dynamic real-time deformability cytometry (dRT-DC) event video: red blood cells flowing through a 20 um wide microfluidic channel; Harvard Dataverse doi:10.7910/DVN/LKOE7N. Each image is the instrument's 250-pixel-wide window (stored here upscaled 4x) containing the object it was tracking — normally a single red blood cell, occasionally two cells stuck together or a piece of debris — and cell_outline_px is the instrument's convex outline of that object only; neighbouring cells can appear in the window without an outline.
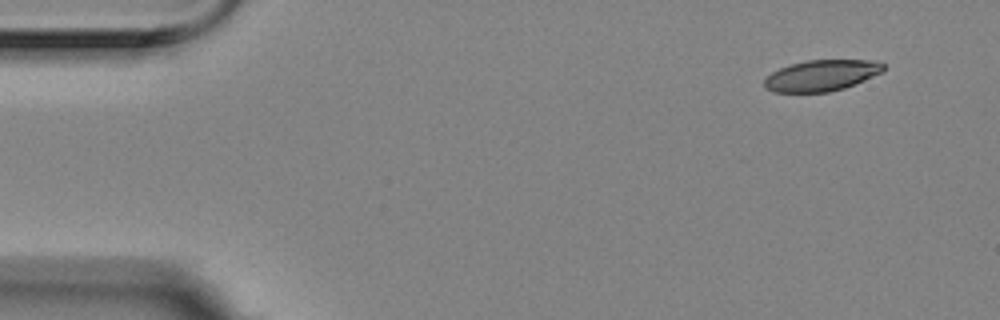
{"species": "Egyptian fruit bat (a non-hibernating species)", "species_latin": "Rousettus aegyptiacus", "temperature_condition": "room temperature", "stored_images_in_passage": 4, "camera_frame_rate_fps": 3000, "um_per_image_px": 0.085, "animal": {"sex": "female"}, "frame": {"image": 1, "passage_image": 1, "time_ms": 0.0, "image_size_px": [1000, 320], "cell_outline_px": [[884, 72], [844, 88], [828, 92], [772, 92], [764, 88], [764, 80], [772, 72], [780, 68], [792, 64], [808, 60], [880, 60], [884, 64]], "centroid_in_image_um": [69.85, 6.41], "position_along_channel_um": 15.1, "area_um2": 21.62}}
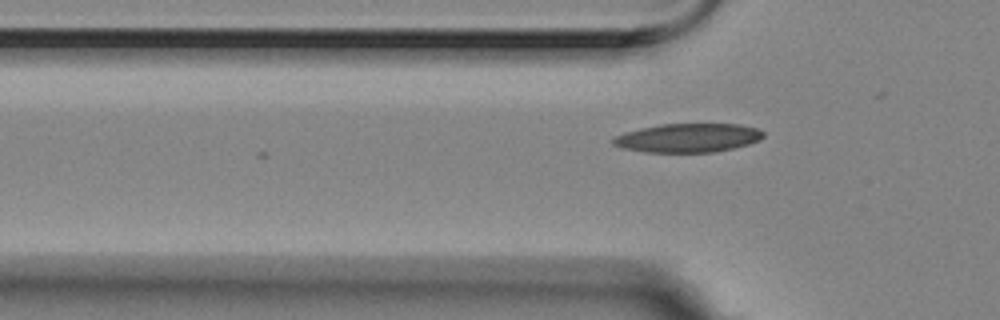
{"frame": {"image": 2, "passage_image": 4, "time_ms": 1.0, "image_size_px": [1000, 320], "cell_outline_px": [[764, 136], [760, 140], [748, 144], [716, 152], [644, 152], [620, 148], [612, 144], [612, 140], [616, 136], [624, 132], [640, 128], [660, 124], [740, 124], [756, 128], [764, 132]], "centroid_in_image_um": [58.46, 11.72], "position_along_channel_um": 67.3, "area_um2": 25.32}}